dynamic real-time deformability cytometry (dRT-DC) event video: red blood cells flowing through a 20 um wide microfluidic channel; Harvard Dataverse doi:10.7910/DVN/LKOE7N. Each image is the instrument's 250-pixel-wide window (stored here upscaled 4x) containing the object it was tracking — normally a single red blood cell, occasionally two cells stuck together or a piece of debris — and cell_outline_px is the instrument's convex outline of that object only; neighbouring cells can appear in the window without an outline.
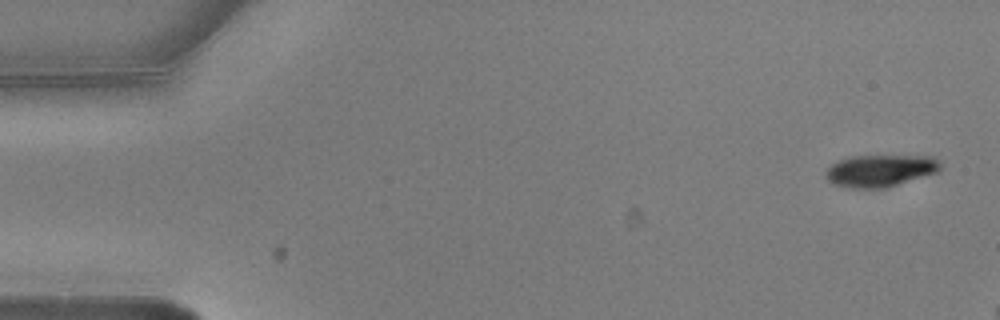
{"species": "common noctule bat (a hibernating species)", "species_latin": "Nyctalus noctula", "temperature_condition": "warm", "stored_images_in_passage": 4, "camera_frame_rate_fps": 3000, "um_per_image_px": 0.085, "animal": {"sex": "male", "body_mass_g": 20.5, "forearm_length_mm": 52.5}, "frame": {"image": 1, "passage_image": 1, "time_ms": 0.0, "image_size_px": [1000, 320], "cell_outline_px": [[940, 172], [888, 188], [848, 188], [832, 184], [828, 180], [828, 168], [832, 164], [840, 160], [852, 156], [936, 156], [940, 160]], "centroid_in_image_um": [74.9, 14.52], "position_along_channel_um": 10.1, "area_um2": 21.62}}